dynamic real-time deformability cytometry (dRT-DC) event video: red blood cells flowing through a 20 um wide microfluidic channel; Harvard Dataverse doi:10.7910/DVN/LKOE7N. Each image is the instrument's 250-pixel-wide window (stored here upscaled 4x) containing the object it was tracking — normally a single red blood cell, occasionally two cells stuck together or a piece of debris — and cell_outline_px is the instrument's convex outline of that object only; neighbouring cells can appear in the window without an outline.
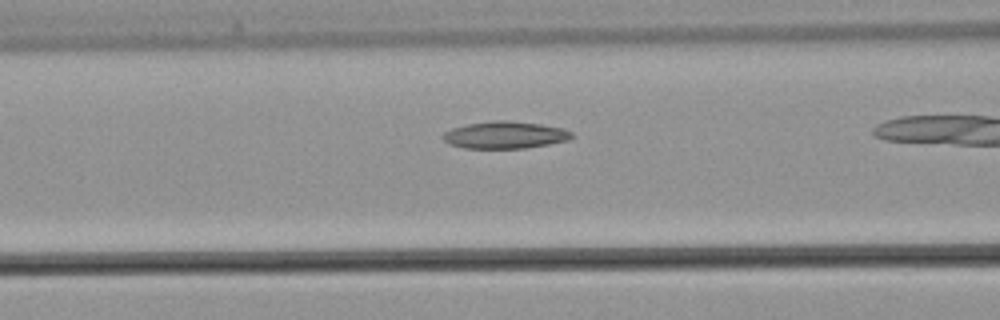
{"species": "common noctule bat (a hibernating species)", "species_latin": "Nyctalus noctula", "temperature_condition": "warm", "stored_images_in_passage": 30, "camera_frame_rate_fps": 3000, "um_per_image_px": 0.085, "animal": {"sex": "male", "body_mass_g": 21.5, "forearm_length_mm": 52.0}, "frame": {"image": 1, "passage_image": 13, "time_ms": 4.0, "image_size_px": [1000, 320], "cell_outline_px": [[572, 136], [568, 140], [548, 144], [524, 148], [464, 148], [448, 144], [440, 136], [444, 132], [452, 128], [468, 124], [492, 120], [508, 120], [540, 124], [564, 128], [572, 132]], "centroid_in_image_um": [42.89, 11.47], "position_along_channel_um": 123.7, "area_um2": 20.4}}
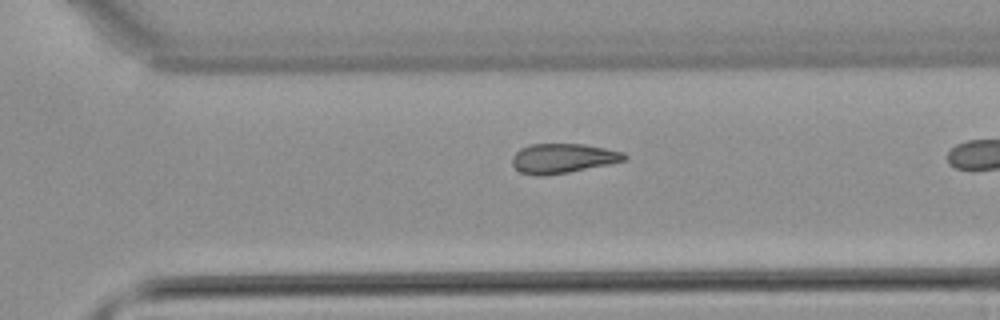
{"frame": {"image": 2, "passage_image": 26, "time_ms": 8.333, "image_size_px": [1000, 320], "cell_outline_px": [[628, 156], [624, 160], [608, 164], [568, 172], [544, 176], [536, 176], [520, 172], [512, 164], [512, 156], [520, 148], [532, 144], [584, 144], [624, 152]], "centroid_in_image_um": [47.81, 13.46], "position_along_channel_um": 322.8, "area_um2": 19.25}}